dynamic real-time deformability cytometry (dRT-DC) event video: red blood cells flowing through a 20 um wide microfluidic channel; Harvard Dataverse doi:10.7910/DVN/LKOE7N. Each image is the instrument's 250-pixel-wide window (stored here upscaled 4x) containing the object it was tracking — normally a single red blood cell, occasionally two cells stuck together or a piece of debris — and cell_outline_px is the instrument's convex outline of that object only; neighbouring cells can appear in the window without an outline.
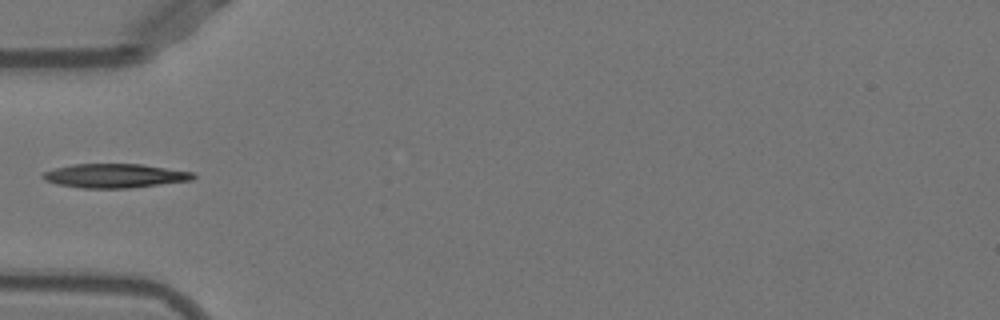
{"species": "Egyptian fruit bat (a non-hibernating species)", "species_latin": "Rousettus aegyptiacus", "temperature_condition": "warm", "stored_images_in_passage": 6, "camera_frame_rate_fps": 3000, "um_per_image_px": 0.085, "animal": {"sex": "female"}, "frame": {"image": 1, "passage_image": 1, "time_ms": 0.0, "image_size_px": [1000, 320], "cell_outline_px": [[196, 176], [192, 180], [128, 188], [80, 188], [56, 184], [44, 180], [40, 176], [44, 172], [56, 168], [72, 164], [140, 164], [196, 172]], "centroid_in_image_um": [9.76, 14.94], "position_along_channel_um": 75.2, "area_um2": 21.1}}